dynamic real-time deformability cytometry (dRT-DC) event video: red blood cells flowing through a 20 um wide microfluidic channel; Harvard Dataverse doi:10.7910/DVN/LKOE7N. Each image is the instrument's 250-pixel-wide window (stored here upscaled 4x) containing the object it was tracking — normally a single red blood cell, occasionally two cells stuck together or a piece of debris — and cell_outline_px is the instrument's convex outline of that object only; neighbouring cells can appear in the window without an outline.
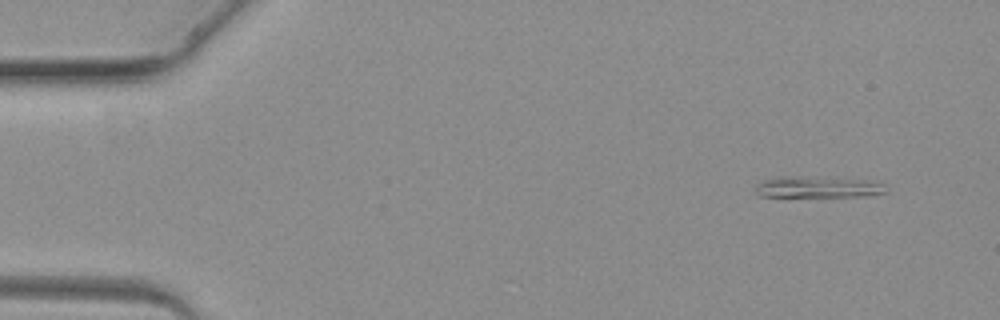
{"species": "common noctule bat (a hibernating species)", "species_latin": "Nyctalus noctula", "temperature_condition": "warm", "stored_images_in_passage": 3, "camera_frame_rate_fps": 3000, "um_per_image_px": 0.085, "animal": {"sex": "female", "body_mass_g": 19.3, "forearm_length_mm": 54.1}, "frame": {"image": 1, "passage_image": 1, "time_ms": 0.0, "image_size_px": [1000, 320], "cell_outline_px": [[888, 192], [868, 196], [760, 196], [756, 192], [756, 184], [764, 180], [780, 176], [800, 176], [860, 180], [884, 184]], "centroid_in_image_um": [69.49, 15.9], "position_along_channel_um": 15.5, "area_um2": 15.9}}
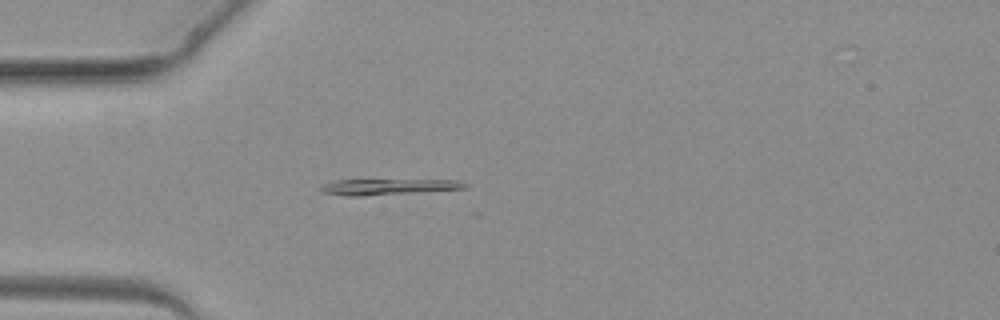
{"frame": {"image": 2, "passage_image": 3, "time_ms": 2.667, "image_size_px": [1000, 320], "cell_outline_px": [[468, 188], [364, 196], [344, 196], [320, 192], [320, 188], [324, 184], [336, 180], [456, 180], [468, 184]], "centroid_in_image_um": [32.95, 15.88], "position_along_channel_um": 52.0, "area_um2": 13.24}}